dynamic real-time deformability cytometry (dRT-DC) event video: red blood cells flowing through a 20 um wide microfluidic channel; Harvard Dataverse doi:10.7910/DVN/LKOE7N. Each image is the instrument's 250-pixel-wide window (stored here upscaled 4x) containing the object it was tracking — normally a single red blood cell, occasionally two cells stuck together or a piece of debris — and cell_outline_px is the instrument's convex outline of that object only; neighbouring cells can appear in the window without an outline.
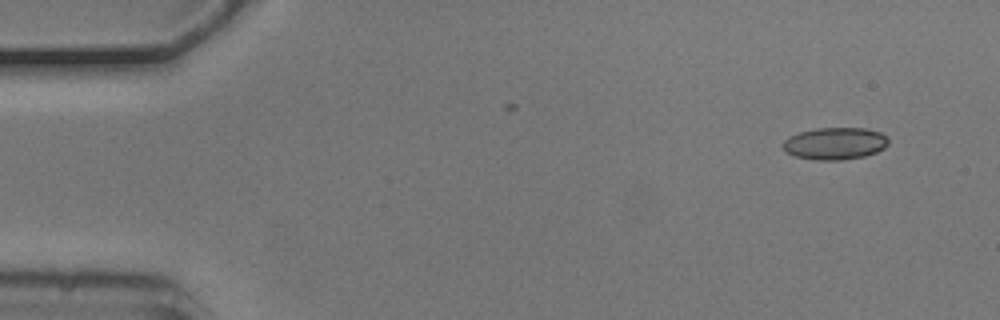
{"species": "common noctule bat (a hibernating species)", "species_latin": "Nyctalus noctula", "temperature_condition": "cold", "stored_images_in_passage": 2, "camera_frame_rate_fps": 3000, "um_per_image_px": 0.085, "animal": {"sex": "male", "body_mass_g": 20.5, "forearm_length_mm": 52.5}, "frame": {"image": 1, "passage_image": 2, "time_ms": 0.333, "image_size_px": [1000, 320], "cell_outline_px": [[888, 144], [884, 148], [876, 152], [864, 156], [844, 160], [816, 160], [792, 156], [784, 148], [784, 140], [788, 136], [800, 132], [816, 128], [864, 128], [880, 132], [888, 140]], "centroid_in_image_um": [70.96, 12.2], "position_along_channel_um": 14.0, "area_um2": 19.71}}